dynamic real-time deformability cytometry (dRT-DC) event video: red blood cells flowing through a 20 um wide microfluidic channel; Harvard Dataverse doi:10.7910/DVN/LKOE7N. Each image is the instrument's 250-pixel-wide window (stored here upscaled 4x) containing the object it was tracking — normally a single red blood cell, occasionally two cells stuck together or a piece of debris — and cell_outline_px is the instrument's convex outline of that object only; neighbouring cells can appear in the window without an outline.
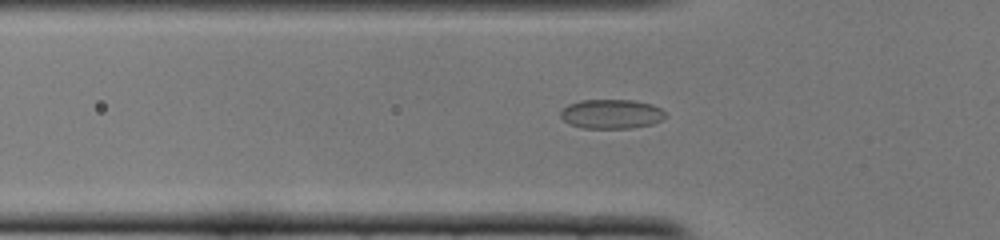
{"species": "common noctule bat (a hibernating species)", "species_latin": "Nyctalus noctula", "temperature_condition": "cold", "stored_images_in_passage": 52, "camera_frame_rate_fps": 3000, "um_per_image_px": 0.085, "animal": {"sex": "female", "body_mass_g": 22.0, "forearm_length_mm": 56.7}, "frame": {"image": 1, "passage_image": 17, "time_ms": 5.333, "image_size_px": [1000, 240], "cell_outline_px": [[668, 116], [652, 124], [632, 128], [580, 128], [568, 124], [560, 116], [560, 112], [568, 104], [580, 100], [632, 100], [652, 104], [660, 108]], "centroid_in_image_um": [51.95, 9.69], "position_along_channel_um": 73.8, "area_um2": 18.03}}
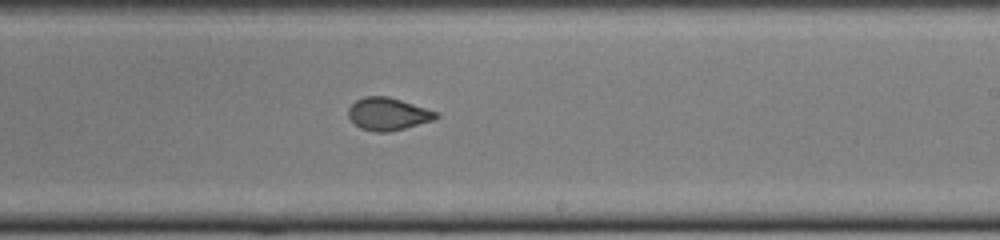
{"frame": {"image": 2, "passage_image": 31, "time_ms": 10.0, "image_size_px": [1000, 240], "cell_outline_px": [[440, 116], [432, 120], [404, 128], [388, 132], [376, 132], [360, 128], [348, 116], [348, 108], [356, 100], [364, 96], [388, 96], [440, 112]], "centroid_in_image_um": [32.99, 9.67], "position_along_channel_um": 256.0, "area_um2": 16.59}}
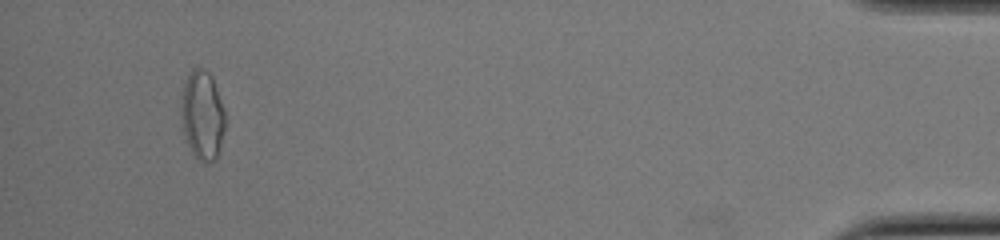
{"frame": {"image": 3, "passage_image": 49, "time_ms": 16.0, "image_size_px": [1000, 240], "cell_outline_px": [[224, 128], [216, 160], [208, 164], [204, 164], [192, 152], [184, 136], [180, 116], [180, 96], [184, 80], [188, 72], [192, 68], [204, 68], [212, 76], [224, 108]], "centroid_in_image_um": [17.16, 9.76], "position_along_channel_um": 418.0, "area_um2": 23.29}, "authors_computed_cell_mechanics": {"area_um2": 17.4556, "velocity_mm_per_s": 3.9095, "shape_relaxation_time_tau1_ms": null, "shape_relaxation_time_tau2_ms": 0.7985, "deformation_change_tau1": null, "deformation_change_tau2": 0.0542}}